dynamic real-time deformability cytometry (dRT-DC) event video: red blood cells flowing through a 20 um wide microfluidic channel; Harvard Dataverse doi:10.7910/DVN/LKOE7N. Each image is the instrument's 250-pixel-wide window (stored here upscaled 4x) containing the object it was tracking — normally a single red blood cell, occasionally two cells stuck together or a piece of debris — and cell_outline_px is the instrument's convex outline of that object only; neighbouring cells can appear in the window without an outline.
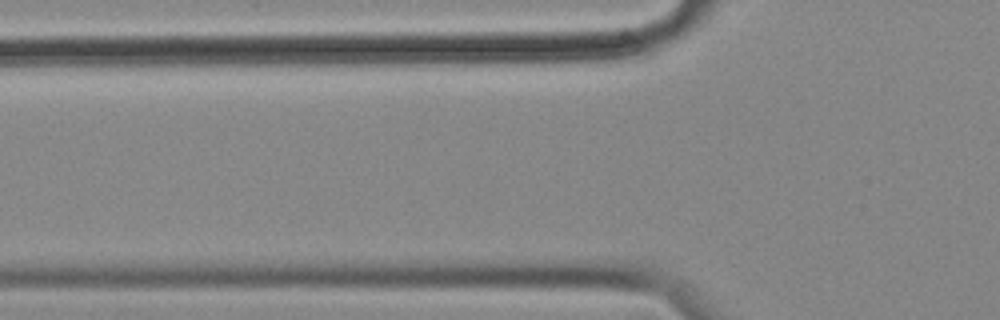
{"species": "common noctule bat (a hibernating species)", "species_latin": "Nyctalus noctula", "temperature_condition": "cold", "stored_images_in_passage": 3, "camera_frame_rate_fps": 3000, "um_per_image_px": 0.085, "animal": {"sex": "female", "body_mass_g": 18.4}, "frame": {"image": 1, "passage_image": 2, "time_ms": 0.333, "image_size_px": [1000, 320], "cell_outline_px": [[636, 52], [604, 60], [552, 64], [464, 68], [396, 64], [396, 60], [432, 48], [636, 40]], "centroid_in_image_um": [44.19, 4.63], "position_along_channel_um": 81.6, "area_um2": 31.73}}